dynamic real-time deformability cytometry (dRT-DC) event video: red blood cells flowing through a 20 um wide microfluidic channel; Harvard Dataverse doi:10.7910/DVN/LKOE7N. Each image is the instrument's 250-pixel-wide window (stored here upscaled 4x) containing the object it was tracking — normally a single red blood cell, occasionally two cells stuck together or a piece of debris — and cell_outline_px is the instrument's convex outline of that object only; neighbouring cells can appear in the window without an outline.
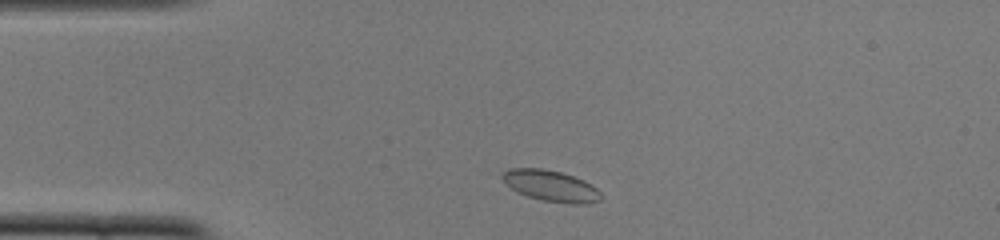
{"species": "common noctule bat (a hibernating species)", "species_latin": "Nyctalus noctula", "temperature_condition": "cold", "stored_images_in_passage": 43, "camera_frame_rate_fps": 3000, "um_per_image_px": 0.085, "animal": {"sex": "female", "body_mass_g": 22.0, "forearm_length_mm": 56.7}, "frame": {"image": 1, "passage_image": 3, "time_ms": 0.667, "image_size_px": [1000, 240], "cell_outline_px": [[600, 200], [588, 204], [568, 204], [540, 200], [516, 192], [500, 176], [508, 168], [540, 168], [560, 172], [584, 180], [592, 184], [600, 192]], "centroid_in_image_um": [46.83, 15.81], "position_along_channel_um": 38.2, "area_um2": 17.86}}
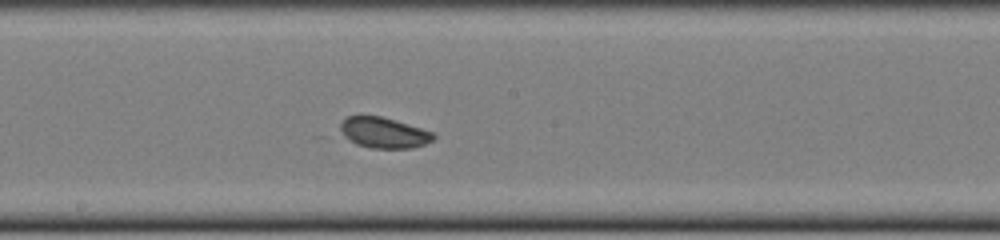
{"frame": {"image": 2, "passage_image": 19, "time_ms": 6.0, "image_size_px": [1000, 240], "cell_outline_px": [[436, 136], [432, 140], [424, 144], [412, 148], [372, 148], [356, 144], [344, 136], [340, 128], [340, 124], [348, 116], [380, 116], [396, 120], [432, 132]], "centroid_in_image_um": [32.62, 11.28], "position_along_channel_um": 215.6, "area_um2": 16.42}}
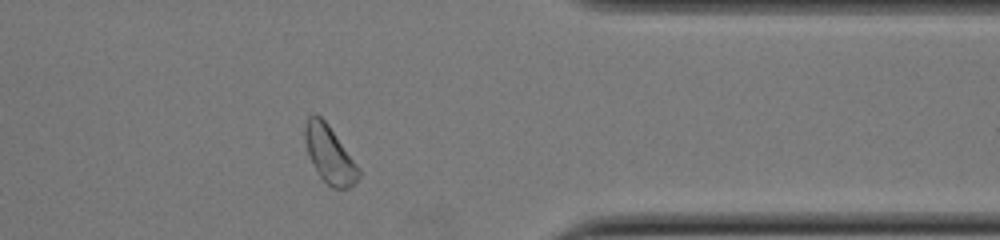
{"frame": {"image": 3, "passage_image": 33, "time_ms": 10.667, "image_size_px": [1000, 240], "cell_outline_px": [[360, 176], [356, 184], [348, 188], [332, 188], [320, 176], [312, 164], [308, 156], [304, 140], [304, 124], [308, 116], [312, 112], [316, 112], [328, 124], [360, 168]], "centroid_in_image_um": [27.99, 13.1], "position_along_channel_um": 383.4, "area_um2": 18.21}, "authors_computed_cell_mechanics": {"area_um2": 17.1088, "velocity_mm_per_s": 3.8708, "shape_relaxation_time_tau1_ms": 2.4043, "shape_relaxation_time_tau2_ms": null, "deformation_change_tau1": 0.0435, "deformation_change_tau2": null}}